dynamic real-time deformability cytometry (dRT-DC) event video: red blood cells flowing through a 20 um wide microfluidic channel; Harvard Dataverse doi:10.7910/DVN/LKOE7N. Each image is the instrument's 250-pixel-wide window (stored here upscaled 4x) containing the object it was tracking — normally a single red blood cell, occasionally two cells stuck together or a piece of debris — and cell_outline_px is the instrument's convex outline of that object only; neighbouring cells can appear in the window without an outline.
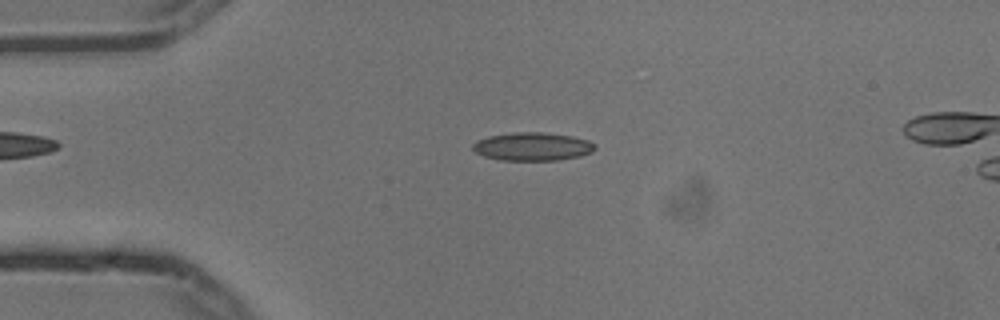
{"species": "common noctule bat (a hibernating species)", "species_latin": "Nyctalus noctula", "temperature_condition": "cold", "stored_images_in_passage": 4, "camera_frame_rate_fps": 3000, "um_per_image_px": 0.085, "animal": {"sex": "male", "body_mass_g": 13.3}, "frame": {"image": 1, "passage_image": 2, "time_ms": 0.333, "image_size_px": [1000, 320], "cell_outline_px": [[596, 148], [592, 152], [580, 156], [556, 160], [500, 160], [484, 156], [476, 152], [472, 148], [472, 144], [476, 140], [488, 136], [512, 132], [544, 132], [572, 136], [588, 140], [596, 144]], "centroid_in_image_um": [45.26, 12.45], "position_along_channel_um": 39.7, "area_um2": 20.23}}